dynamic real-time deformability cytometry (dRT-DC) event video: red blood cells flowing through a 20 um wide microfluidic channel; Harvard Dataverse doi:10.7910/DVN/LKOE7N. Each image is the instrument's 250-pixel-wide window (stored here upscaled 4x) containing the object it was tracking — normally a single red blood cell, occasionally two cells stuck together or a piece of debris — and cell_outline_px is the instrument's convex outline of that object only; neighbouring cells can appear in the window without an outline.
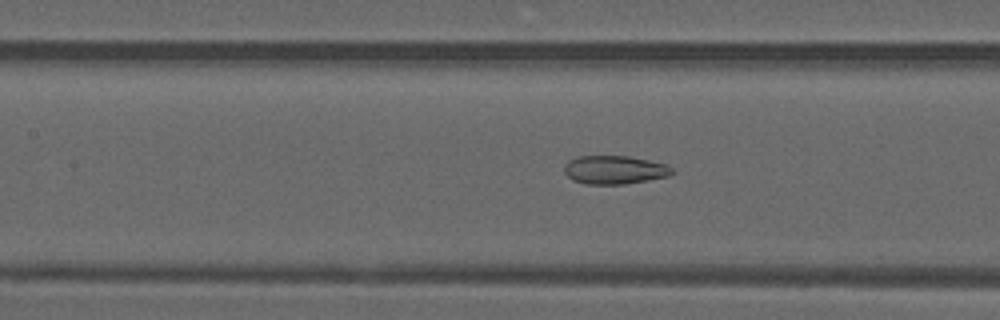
{"species": "common noctule bat (a hibernating species)", "species_latin": "Nyctalus noctula", "temperature_condition": "warm", "stored_images_in_passage": 40, "camera_frame_rate_fps": 3000, "um_per_image_px": 0.085, "animal": {"sex": "male", "forearm_length_mm": 52.5}, "frame": {"image": 1, "passage_image": 13, "time_ms": 4.0, "image_size_px": [1000, 320], "cell_outline_px": [[676, 172], [668, 176], [648, 180], [624, 184], [584, 184], [572, 180], [564, 172], [564, 164], [568, 160], [576, 156], [628, 156], [668, 164]], "centroid_in_image_um": [52.23, 14.43], "position_along_channel_um": 155.2, "area_um2": 18.09}}
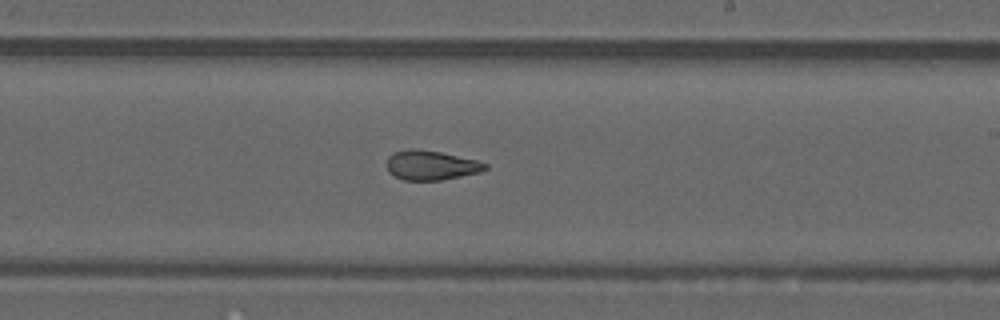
{"frame": {"image": 2, "passage_image": 20, "time_ms": 6.333, "image_size_px": [1000, 320], "cell_outline_px": [[488, 168], [480, 172], [440, 180], [404, 180], [388, 172], [388, 156], [392, 152], [408, 148], [416, 148], [440, 152], [480, 160], [488, 164]], "centroid_in_image_um": [36.66, 14.02], "position_along_channel_um": 252.3, "area_um2": 17.05}}
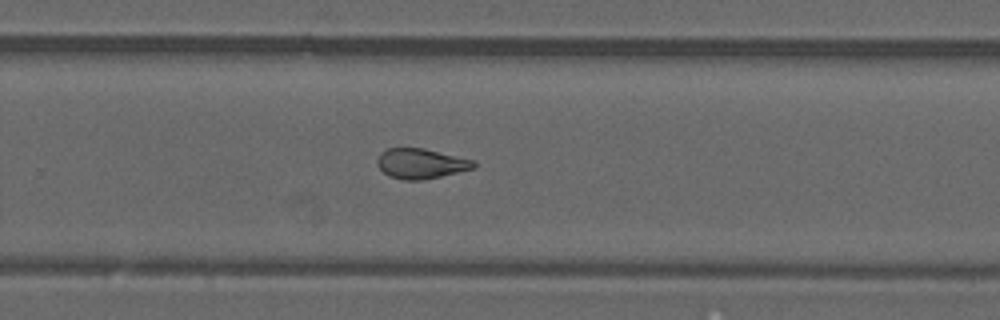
{"frame": {"image": 3, "passage_image": 23, "time_ms": 7.333, "image_size_px": [1000, 320], "cell_outline_px": [[476, 168], [424, 180], [404, 180], [388, 176], [376, 164], [376, 160], [380, 152], [388, 148], [424, 148], [476, 160]], "centroid_in_image_um": [35.79, 13.9], "position_along_channel_um": 294.0, "area_um2": 17.17}, "authors_computed_cell_mechanics": {"area_um2": 18.0914, "velocity_mm_per_s": 4.1824, "shape_relaxation_time_tau1_ms": null, "shape_relaxation_time_tau2_ms": 1.3626, "deformation_change_tau1": null, "deformation_change_tau2": 0.083}}